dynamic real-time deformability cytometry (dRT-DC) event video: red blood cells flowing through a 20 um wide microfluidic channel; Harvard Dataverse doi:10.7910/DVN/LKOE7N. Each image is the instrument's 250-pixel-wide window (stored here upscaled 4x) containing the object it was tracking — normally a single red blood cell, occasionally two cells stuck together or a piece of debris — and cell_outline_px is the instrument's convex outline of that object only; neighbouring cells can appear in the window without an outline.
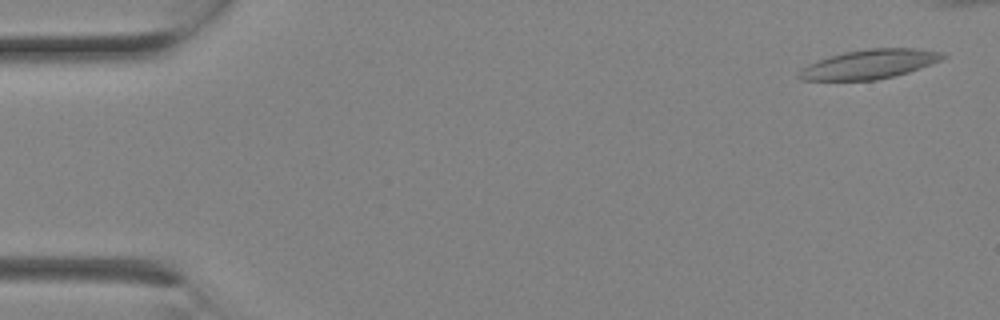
{"species": "Egyptian fruit bat (a non-hibernating species)", "species_latin": "Rousettus aegyptiacus", "temperature_condition": "room temperature", "stored_images_in_passage": 4, "camera_frame_rate_fps": 3000, "um_per_image_px": 0.085, "animal": {"sex": "female"}, "frame": {"image": 1, "passage_image": 1, "time_ms": 0.0, "image_size_px": [1000, 320], "cell_outline_px": [[948, 56], [940, 60], [920, 68], [908, 72], [876, 80], [800, 80], [796, 76], [796, 72], [808, 64], [828, 56], [844, 52], [868, 48], [912, 48], [944, 52]], "centroid_in_image_um": [73.86, 5.45], "position_along_channel_um": 11.1, "area_um2": 24.57}}